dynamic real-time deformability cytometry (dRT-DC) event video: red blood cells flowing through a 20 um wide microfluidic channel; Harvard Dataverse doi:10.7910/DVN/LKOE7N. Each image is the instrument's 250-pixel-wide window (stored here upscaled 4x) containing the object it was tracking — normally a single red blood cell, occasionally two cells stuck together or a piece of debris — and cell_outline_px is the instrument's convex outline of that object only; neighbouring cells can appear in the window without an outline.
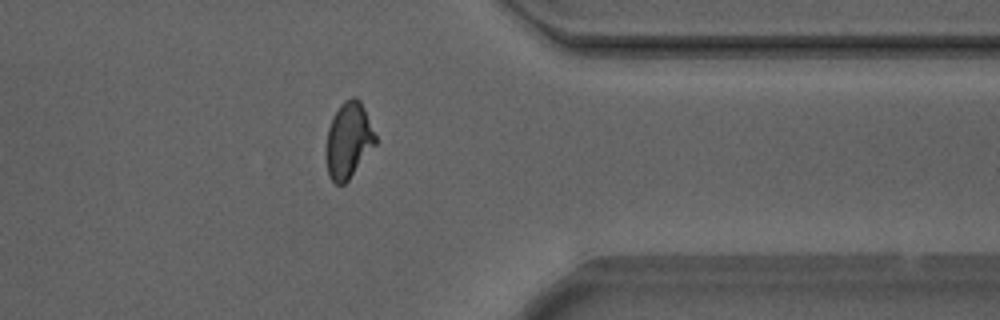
{"species": "Egyptian fruit bat (a non-hibernating species)", "species_latin": "Rousettus aegyptiacus", "temperature_condition": "warm", "stored_images_in_passage": 32, "camera_frame_rate_fps": 3000, "um_per_image_px": 0.085, "animal": {"sex": "male"}, "frame": {"image": 1, "passage_image": 32, "time_ms": 10.333, "image_size_px": [1000, 320], "cell_outline_px": [[376, 144], [348, 180], [344, 184], [336, 184], [328, 176], [324, 152], [328, 128], [332, 116], [340, 104], [344, 100], [352, 96], [356, 96], [360, 100], [364, 108], [376, 136]], "centroid_in_image_um": [29.58, 11.91], "position_along_channel_um": 381.8, "area_um2": 22.08}, "authors_computed_cell_mechanics": {"area_um2": 21.8484, "velocity_mm_per_s": 3.8773, "shape_relaxation_time_tau1_ms": 5.4001, "shape_relaxation_time_tau2_ms": 1.1955, "deformation_change_tau1": 0.215, "deformation_change_tau2": 0.0621}}